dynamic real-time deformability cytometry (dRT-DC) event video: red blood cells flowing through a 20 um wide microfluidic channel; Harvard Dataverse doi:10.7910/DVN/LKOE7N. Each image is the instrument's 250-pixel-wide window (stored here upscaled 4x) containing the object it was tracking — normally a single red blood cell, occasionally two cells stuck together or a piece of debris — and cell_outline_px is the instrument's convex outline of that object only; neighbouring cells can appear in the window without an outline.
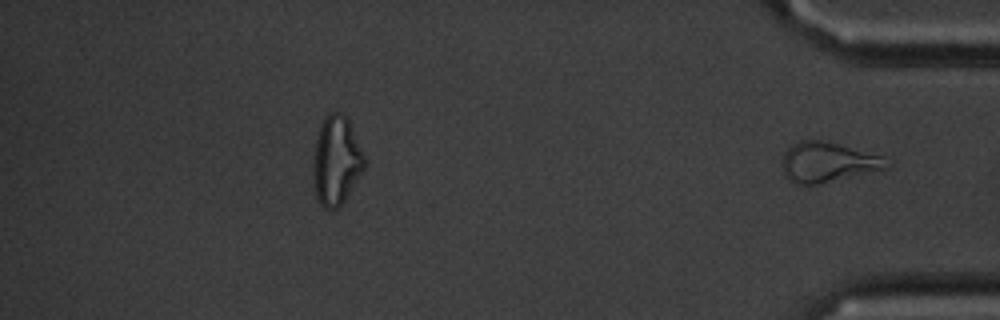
{"species": "common noctule bat (a hibernating species)", "species_latin": "Nyctalus noctula", "temperature_condition": "cold", "stored_images_in_passage": 49, "segment_of_instrument_passage": [2, 2], "camera_frame_rate_fps": 3000, "um_per_image_px": 0.085, "animal": {"sex": "male", "body_mass_g": 20.1, "forearm_length_mm": 53.5}, "frame": {"image": 1, "passage_image": 49, "time_ms": 16.0, "image_size_px": [1000, 320], "cell_outline_px": [[888, 168], [816, 184], [796, 184], [788, 180], [784, 172], [784, 152], [792, 144], [800, 140], [820, 140], [884, 156]], "centroid_in_image_um": [70.33, 13.78], "position_along_channel_um": 364.9, "area_um2": 23.64}}